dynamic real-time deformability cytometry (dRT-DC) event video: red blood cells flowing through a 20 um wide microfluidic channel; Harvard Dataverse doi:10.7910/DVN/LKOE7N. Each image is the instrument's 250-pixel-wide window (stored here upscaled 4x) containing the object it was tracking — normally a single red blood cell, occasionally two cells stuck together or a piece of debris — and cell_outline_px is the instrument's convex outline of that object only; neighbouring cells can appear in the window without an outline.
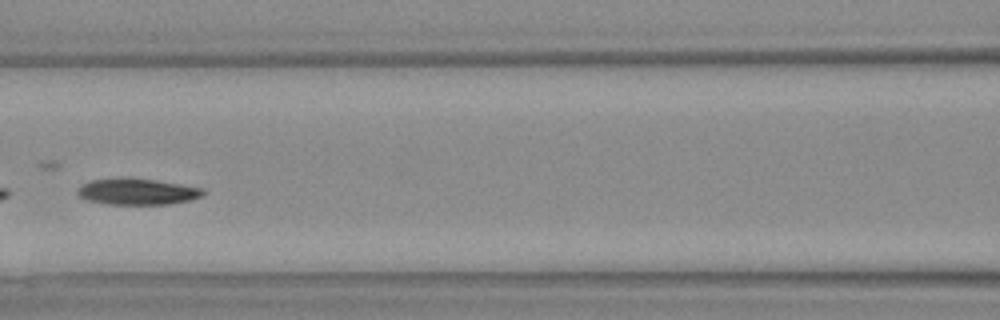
{"species": "Egyptian fruit bat (a non-hibernating species)", "species_latin": "Rousettus aegyptiacus", "temperature_condition": "warm", "stored_images_in_passage": 27, "camera_frame_rate_fps": 3000, "um_per_image_px": 0.085, "animal": {"sex": "female"}, "frame": {"image": 1, "passage_image": 12, "time_ms": 3.667, "image_size_px": [1000, 320], "cell_outline_px": [[204, 192], [200, 196], [188, 200], [168, 204], [108, 204], [88, 200], [80, 196], [76, 192], [80, 184], [92, 180], [120, 176], [132, 176], [204, 188]], "centroid_in_image_um": [11.61, 16.25], "position_along_channel_um": 155.0, "area_um2": 19.48}}